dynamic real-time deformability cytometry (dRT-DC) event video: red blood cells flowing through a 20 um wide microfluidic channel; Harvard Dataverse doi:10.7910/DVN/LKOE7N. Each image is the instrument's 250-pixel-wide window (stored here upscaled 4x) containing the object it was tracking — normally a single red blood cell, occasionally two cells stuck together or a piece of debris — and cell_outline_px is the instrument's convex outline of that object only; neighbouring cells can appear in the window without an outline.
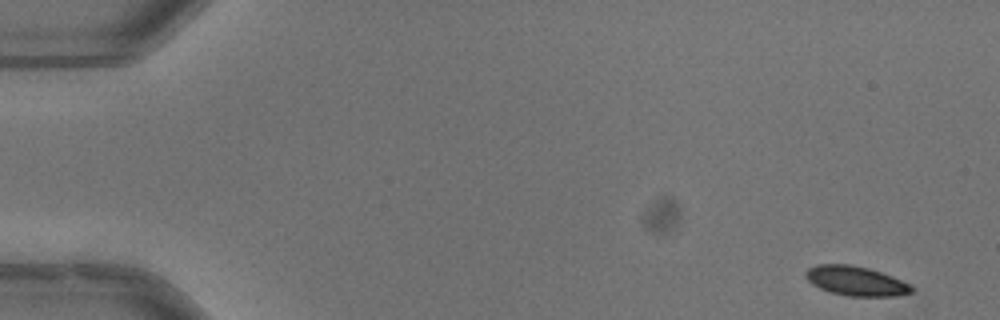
{"species": "common noctule bat (a hibernating species)", "species_latin": "Nyctalus noctula", "temperature_condition": "warm", "stored_images_in_passage": 51, "camera_frame_rate_fps": 3000, "um_per_image_px": 0.085, "animal": {"sex": "male", "body_mass_g": 13.3}, "frame": {"image": 1, "passage_image": 1, "time_ms": 0.0, "image_size_px": [1000, 320], "cell_outline_px": [[912, 292], [896, 296], [848, 296], [828, 292], [812, 284], [804, 276], [804, 272], [808, 268], [816, 264], [848, 264], [868, 268], [892, 276], [912, 284]], "centroid_in_image_um": [72.72, 23.88], "position_along_channel_um": 12.3, "area_um2": 18.32}}
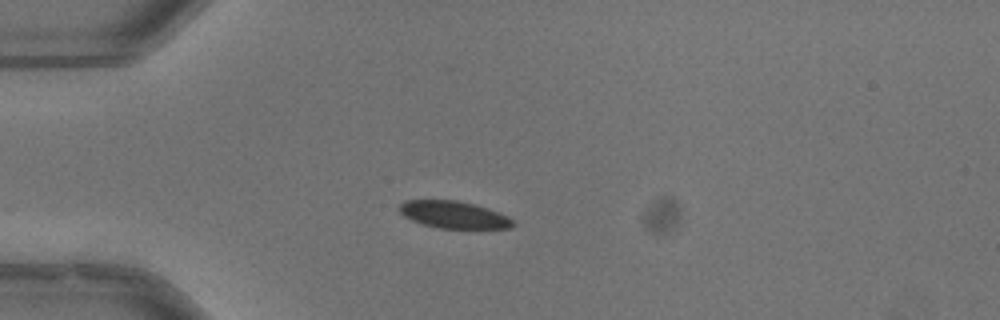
{"frame": {"image": 2, "passage_image": 13, "time_ms": 4.0, "image_size_px": [1000, 320], "cell_outline_px": [[516, 224], [512, 228], [440, 228], [420, 224], [404, 216], [396, 208], [404, 200], [456, 200], [472, 204], [500, 212], [508, 216]], "centroid_in_image_um": [38.54, 18.25], "position_along_channel_um": 46.5, "area_um2": 18.03}}
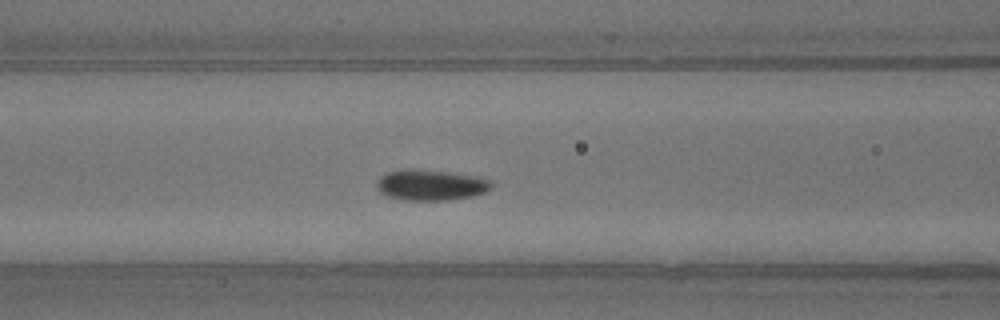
{"frame": {"image": 3, "passage_image": 21, "time_ms": 6.667, "image_size_px": [1000, 320], "cell_outline_px": [[492, 188], [488, 192], [472, 196], [448, 200], [404, 200], [388, 196], [380, 192], [376, 184], [380, 176], [384, 172], [404, 168], [444, 172], [476, 176], [492, 180]], "centroid_in_image_um": [36.62, 15.72], "position_along_channel_um": 130.0, "area_um2": 20.63}, "authors_computed_cell_mechanics": {"area_um2": 18.785, "velocity_mm_per_s": 3.9459, "shape_relaxation_time_tau1_ms": 2.4415, "shape_relaxation_time_tau2_ms": null, "deformation_change_tau1": 0.1099, "deformation_change_tau2": null}}